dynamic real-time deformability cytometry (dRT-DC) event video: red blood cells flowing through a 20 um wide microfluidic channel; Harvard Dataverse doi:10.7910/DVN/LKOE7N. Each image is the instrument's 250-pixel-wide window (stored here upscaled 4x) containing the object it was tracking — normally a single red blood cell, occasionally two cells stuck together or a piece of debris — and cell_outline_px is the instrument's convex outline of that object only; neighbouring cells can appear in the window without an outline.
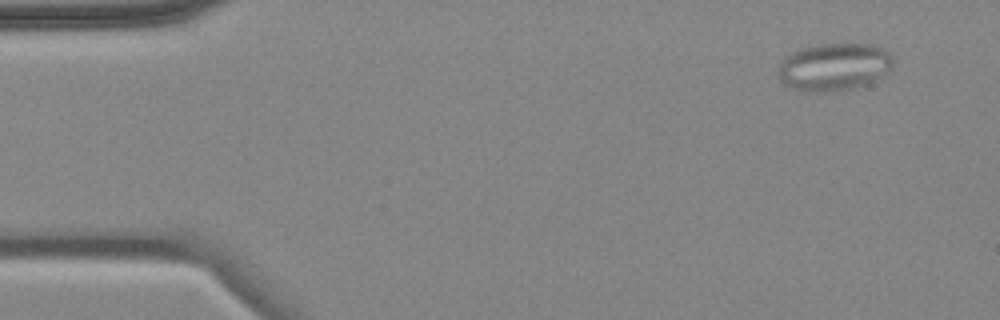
{"species": "common noctule bat (a hibernating species)", "species_latin": "Nyctalus noctula", "temperature_condition": "cold", "stored_images_in_passage": 6, "camera_frame_rate_fps": 3000, "um_per_image_px": 0.085, "animal": {"sex": "female", "body_mass_g": 18.4}, "frame": {"image": 1, "passage_image": 2, "time_ms": 1.0, "image_size_px": [1000, 320], "cell_outline_px": [[896, 60], [892, 68], [888, 72], [876, 80], [868, 84], [856, 88], [840, 92], [804, 92], [784, 84], [780, 80], [776, 72], [776, 64], [784, 56], [800, 48], [816, 44], [872, 44], [884, 48]], "centroid_in_image_um": [70.88, 5.7], "position_along_channel_um": 14.1, "area_um2": 33.0}}